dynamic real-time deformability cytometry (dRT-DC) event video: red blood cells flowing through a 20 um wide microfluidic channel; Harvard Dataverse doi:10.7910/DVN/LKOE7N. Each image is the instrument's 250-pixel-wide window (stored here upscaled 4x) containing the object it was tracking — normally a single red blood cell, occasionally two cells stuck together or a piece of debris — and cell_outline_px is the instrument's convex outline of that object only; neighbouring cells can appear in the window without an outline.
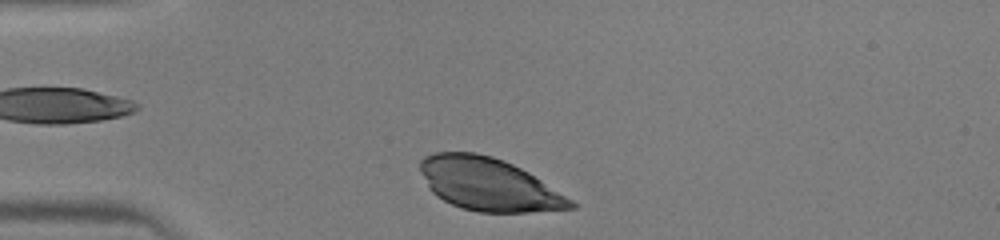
{"species": "human", "species_latin": "Homo sapiens", "temperature_condition": "warm", "stored_images_in_passage": 30, "camera_frame_rate_fps": 3000, "um_per_image_px": 0.085, "donor": {"sex": "male"}, "frame": {"image": 1, "passage_image": 1, "time_ms": 0.0, "image_size_px": [1000, 240], "cell_outline_px": [[576, 208], [528, 212], [476, 212], [460, 208], [436, 196], [432, 192], [420, 172], [420, 160], [424, 156], [436, 152], [476, 152], [492, 156], [504, 160], [528, 172], [572, 200], [576, 204]], "centroid_in_image_um": [41.51, 15.66], "position_along_channel_um": 43.5, "area_um2": 46.07}}
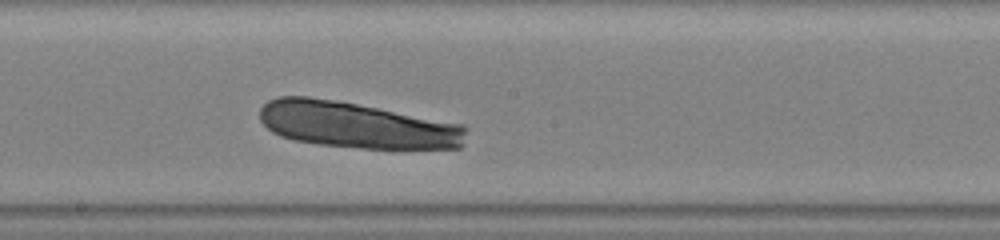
{"frame": {"image": 2, "passage_image": 15, "time_ms": 4.667, "image_size_px": [1000, 240], "cell_outline_px": [[468, 128], [464, 144], [460, 148], [360, 148], [320, 144], [296, 140], [280, 136], [272, 132], [260, 120], [260, 108], [268, 100], [276, 96], [308, 96], [336, 100], [464, 124]], "centroid_in_image_um": [30.33, 10.62], "position_along_channel_um": 217.9, "area_um2": 55.6}}
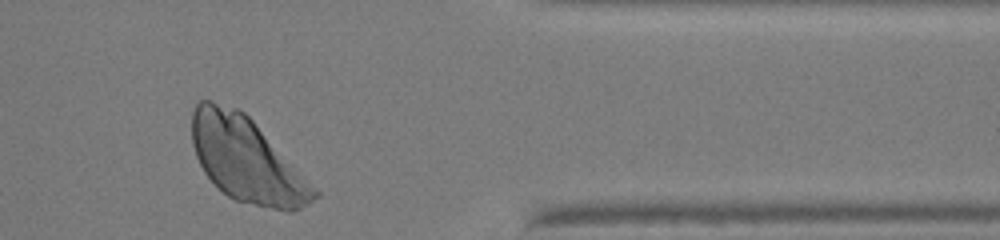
{"frame": {"image": 3, "passage_image": 28, "time_ms": 9.0, "image_size_px": [1000, 240], "cell_outline_px": [[320, 196], [308, 204], [292, 212], [288, 212], [236, 200], [228, 196], [204, 172], [196, 156], [192, 144], [192, 112], [196, 104], [200, 100], [212, 100], [236, 108], [244, 112], [252, 120], [320, 192]], "centroid_in_image_um": [20.96, 13.58], "position_along_channel_um": 390.4, "area_um2": 59.59}}